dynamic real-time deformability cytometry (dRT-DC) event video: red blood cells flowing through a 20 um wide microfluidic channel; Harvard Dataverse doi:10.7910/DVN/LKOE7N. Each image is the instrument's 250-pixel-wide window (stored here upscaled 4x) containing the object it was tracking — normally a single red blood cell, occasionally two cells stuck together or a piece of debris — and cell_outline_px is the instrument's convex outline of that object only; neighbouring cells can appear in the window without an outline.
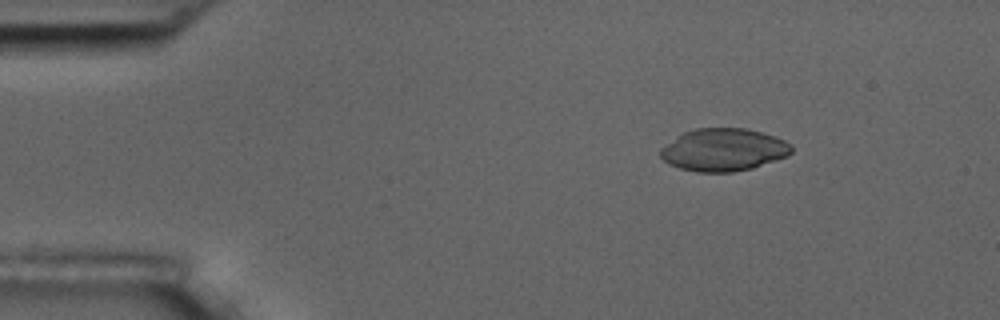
{"species": "common noctule bat (a hibernating species)", "species_latin": "Nyctalus noctula", "temperature_condition": "room temperature", "stored_images_in_passage": 6, "camera_frame_rate_fps": 3000, "um_per_image_px": 0.085, "animal": {"sex": "male", "body_mass_g": 17.5, "forearm_length_mm": 52.3}, "frame": {"image": 1, "passage_image": 2, "time_ms": 2.333, "image_size_px": [1000, 320], "cell_outline_px": [[792, 152], [788, 156], [752, 168], [732, 172], [700, 172], [680, 168], [668, 164], [660, 156], [660, 148], [676, 136], [684, 132], [696, 128], [744, 128], [776, 136], [792, 144]], "centroid_in_image_um": [61.5, 12.73], "position_along_channel_um": 23.5, "area_um2": 32.6}}